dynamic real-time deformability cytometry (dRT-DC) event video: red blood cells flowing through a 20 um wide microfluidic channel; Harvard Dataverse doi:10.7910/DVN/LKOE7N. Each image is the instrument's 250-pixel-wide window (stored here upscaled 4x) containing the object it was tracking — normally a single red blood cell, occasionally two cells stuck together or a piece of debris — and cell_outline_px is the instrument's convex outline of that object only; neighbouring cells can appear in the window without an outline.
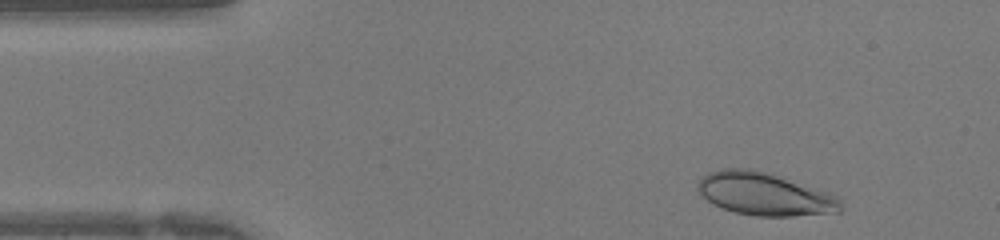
{"species": "human", "species_latin": "Homo sapiens", "temperature_condition": "warm", "stored_images_in_passage": 39, "camera_frame_rate_fps": 3000, "um_per_image_px": 0.085, "donor": {"sex": "female"}, "frame": {"image": 1, "passage_image": 2, "time_ms": 0.333, "image_size_px": [1000, 240], "cell_outline_px": [[844, 208], [840, 212], [792, 216], [756, 216], [736, 212], [724, 208], [708, 200], [696, 188], [696, 184], [708, 172], [720, 168], [748, 168], [772, 172], [836, 196], [840, 200]], "centroid_in_image_um": [65.01, 16.47], "position_along_channel_um": 20.0, "area_um2": 35.66}}
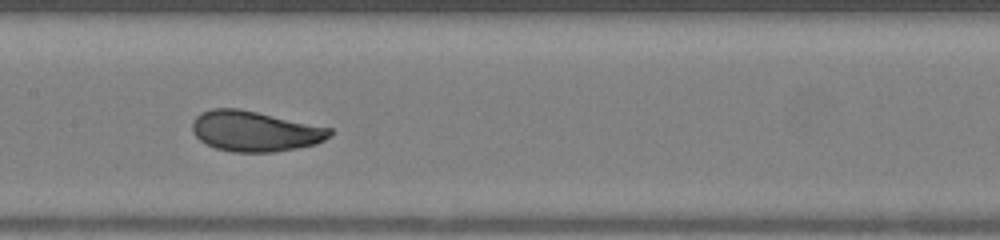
{"frame": {"image": 2, "passage_image": 17, "time_ms": 5.333, "image_size_px": [1000, 240], "cell_outline_px": [[332, 136], [316, 144], [296, 148], [272, 152], [232, 152], [216, 148], [200, 140], [192, 132], [192, 120], [200, 112], [212, 108], [236, 108], [256, 112], [332, 128]], "centroid_in_image_um": [21.65, 11.15], "position_along_channel_um": 185.7, "area_um2": 32.31}}
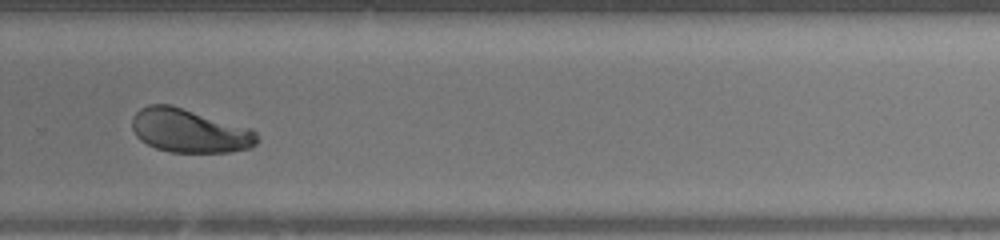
{"frame": {"image": 3, "passage_image": 25, "time_ms": 8.0, "image_size_px": [1000, 240], "cell_outline_px": [[260, 140], [252, 148], [228, 152], [168, 152], [156, 148], [140, 140], [136, 136], [132, 128], [132, 116], [140, 108], [148, 104], [168, 104], [252, 128], [260, 136]], "centroid_in_image_um": [16.13, 11.12], "position_along_channel_um": 313.7, "area_um2": 32.02}}